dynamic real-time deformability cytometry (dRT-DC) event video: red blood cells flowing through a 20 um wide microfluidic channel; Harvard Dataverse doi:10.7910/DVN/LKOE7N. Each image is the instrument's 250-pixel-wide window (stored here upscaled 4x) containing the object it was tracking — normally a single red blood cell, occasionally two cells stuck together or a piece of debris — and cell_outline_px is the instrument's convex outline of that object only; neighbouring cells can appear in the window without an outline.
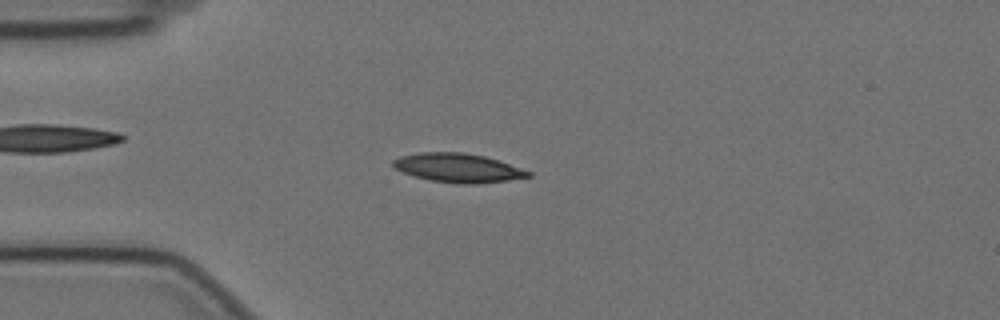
{"species": "Egyptian fruit bat (a non-hibernating species)", "species_latin": "Rousettus aegyptiacus", "temperature_condition": "cold", "stored_images_in_passage": 57, "camera_frame_rate_fps": 3000, "um_per_image_px": 0.085, "animal": {"sex": "female"}, "frame": {"image": 1, "passage_image": 14, "time_ms": 4.333, "image_size_px": [1000, 320], "cell_outline_px": [[532, 176], [508, 180], [476, 184], [460, 184], [432, 180], [416, 176], [392, 168], [392, 160], [400, 156], [420, 152], [464, 152], [484, 156], [532, 172]], "centroid_in_image_um": [38.9, 14.26], "position_along_channel_um": 46.1, "area_um2": 22.6}}
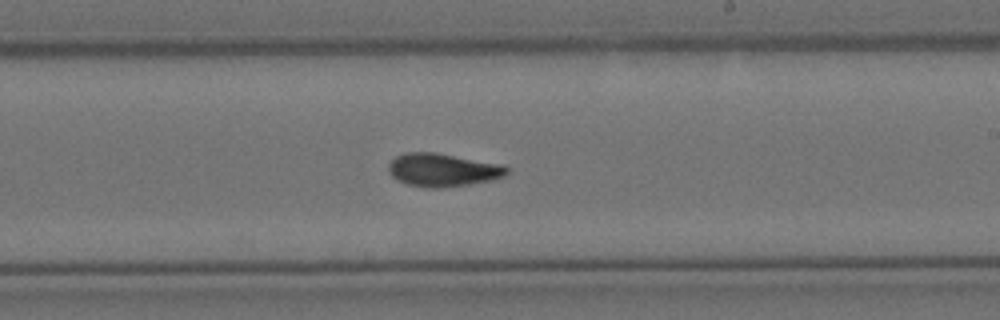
{"frame": {"image": 2, "passage_image": 33, "time_ms": 10.667, "image_size_px": [1000, 320], "cell_outline_px": [[508, 172], [504, 176], [492, 180], [468, 184], [440, 188], [428, 188], [408, 184], [396, 180], [388, 172], [388, 164], [396, 156], [404, 152], [436, 152], [504, 164], [508, 168]], "centroid_in_image_um": [37.63, 14.43], "position_along_channel_um": 251.4, "area_um2": 23.06}}
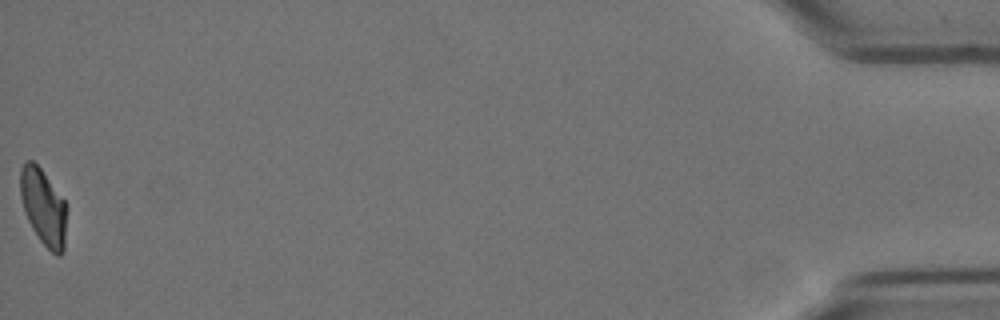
{"frame": {"image": 3, "passage_image": 57, "time_ms": 18.667, "image_size_px": [1000, 320], "cell_outline_px": [[68, 208], [64, 252], [60, 256], [56, 256], [40, 240], [32, 228], [24, 212], [20, 196], [20, 168], [28, 160], [32, 160], [40, 168], [64, 200]], "centroid_in_image_um": [3.71, 17.63], "position_along_channel_um": 431.5, "area_um2": 20.81}, "authors_computed_cell_mechanics": {"area_um2": 22.0218, "velocity_mm_per_s": 3.5013, "shape_relaxation_time_tau1_ms": 9.1844, "shape_relaxation_time_tau2_ms": 3.1554, "deformation_change_tau1": 0.2111, "deformation_change_tau2": 0.0869}}